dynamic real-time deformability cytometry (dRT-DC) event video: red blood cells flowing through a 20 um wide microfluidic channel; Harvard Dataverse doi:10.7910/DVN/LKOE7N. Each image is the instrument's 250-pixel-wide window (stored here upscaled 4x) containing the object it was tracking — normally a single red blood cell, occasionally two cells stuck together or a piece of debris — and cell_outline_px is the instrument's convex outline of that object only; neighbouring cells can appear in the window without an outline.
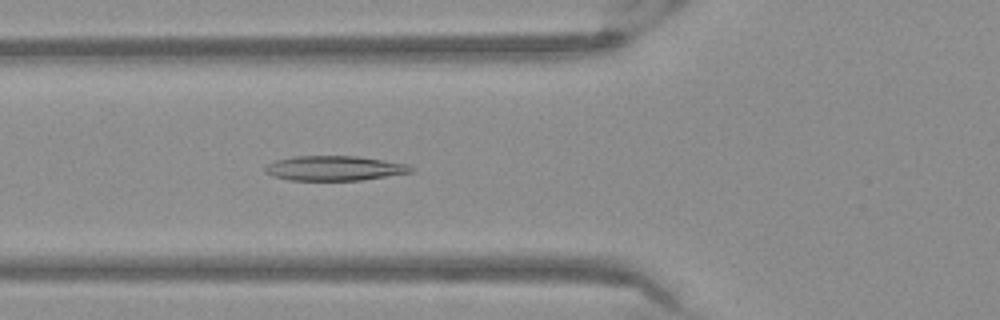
{"species": "Egyptian fruit bat (a non-hibernating species)", "species_latin": "Rousettus aegyptiacus", "temperature_condition": "warm", "stored_images_in_passage": 39, "camera_frame_rate_fps": 3000, "um_per_image_px": 0.085, "frame": {"image": 1, "passage_image": 5, "time_ms": 1.333, "image_size_px": [1000, 320], "cell_outline_px": [[416, 168], [412, 172], [360, 180], [288, 180], [272, 176], [264, 172], [264, 168], [268, 164], [276, 160], [292, 156], [356, 156], [408, 164]], "centroid_in_image_um": [28.4, 14.3], "position_along_channel_um": 97.4, "area_um2": 21.04}}
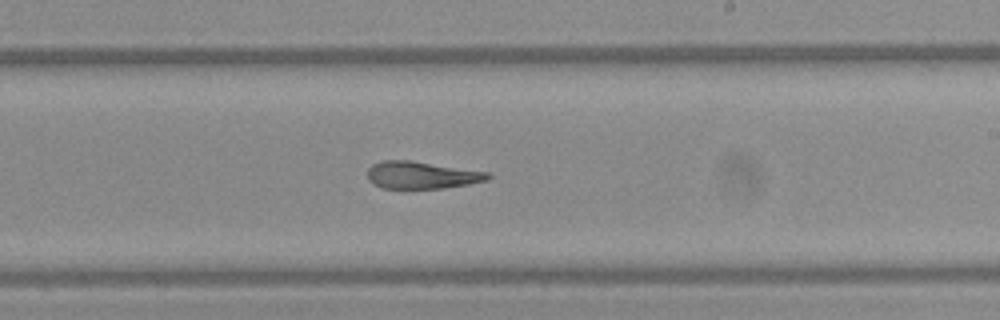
{"frame": {"image": 2, "passage_image": 17, "time_ms": 5.333, "image_size_px": [1000, 320], "cell_outline_px": [[492, 176], [488, 180], [468, 184], [444, 188], [384, 188], [372, 184], [368, 180], [368, 168], [372, 164], [380, 160], [412, 160], [488, 172]], "centroid_in_image_um": [35.82, 14.87], "position_along_channel_um": 253.2, "area_um2": 19.25}}
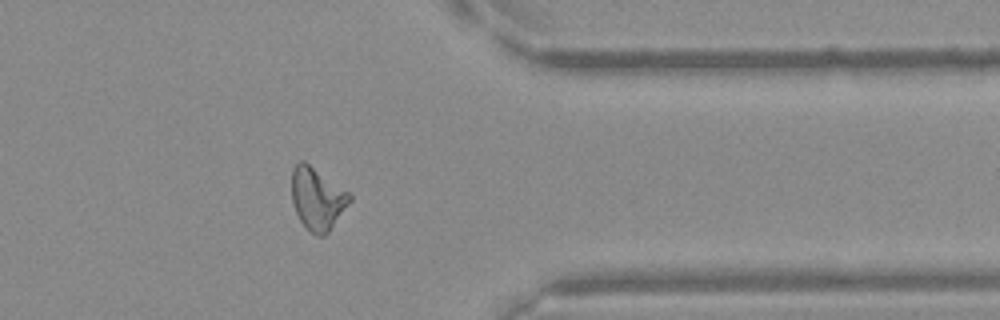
{"frame": {"image": 3, "passage_image": 28, "time_ms": 9.0, "image_size_px": [1000, 320], "cell_outline_px": [[352, 200], [328, 232], [324, 236], [316, 236], [300, 220], [296, 212], [292, 200], [292, 168], [300, 160], [304, 160], [348, 192], [352, 196]], "centroid_in_image_um": [26.96, 16.87], "position_along_channel_um": 384.4, "area_um2": 20.75}}